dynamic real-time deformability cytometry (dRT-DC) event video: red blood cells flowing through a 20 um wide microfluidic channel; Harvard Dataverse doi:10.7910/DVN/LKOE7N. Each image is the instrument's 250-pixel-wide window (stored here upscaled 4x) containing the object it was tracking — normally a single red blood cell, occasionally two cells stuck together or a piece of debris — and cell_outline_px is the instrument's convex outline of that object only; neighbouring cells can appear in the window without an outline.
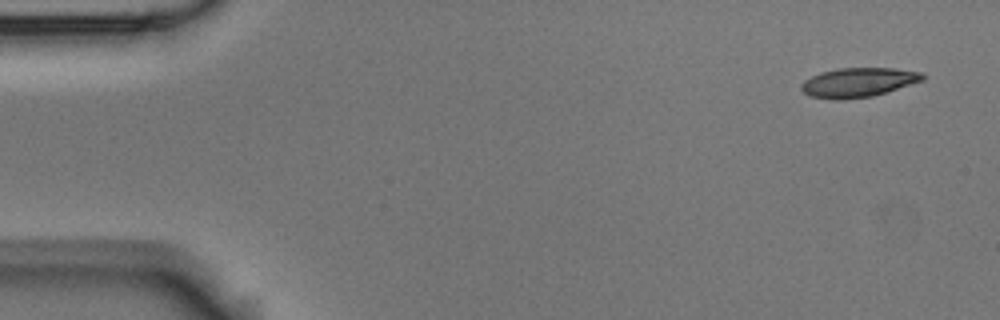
{"species": "Egyptian fruit bat (a non-hibernating species)", "species_latin": "Rousettus aegyptiacus", "temperature_condition": "room temperature", "stored_images_in_passage": 8, "camera_frame_rate_fps": 3000, "um_per_image_px": 0.085, "animal": {"sex": "male"}, "frame": {"image": 1, "passage_image": 1, "time_ms": 0.0, "image_size_px": [1000, 320], "cell_outline_px": [[928, 76], [924, 80], [872, 96], [840, 100], [836, 100], [808, 96], [800, 88], [800, 84], [804, 80], [820, 72], [836, 68], [896, 68], [924, 72]], "centroid_in_image_um": [72.96, 6.99], "position_along_channel_um": 12.0, "area_um2": 20.98}}
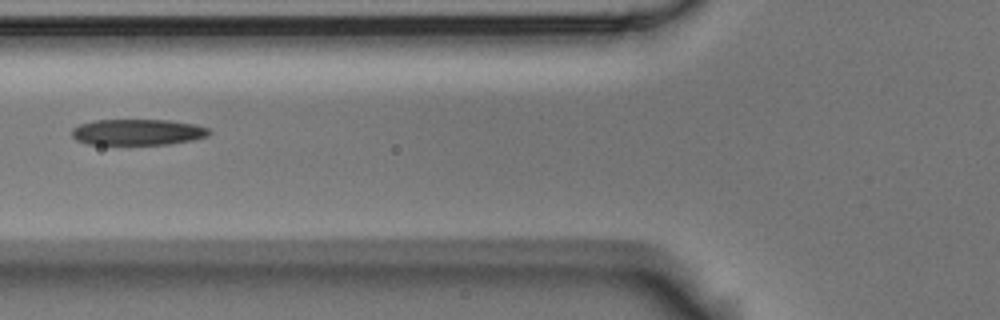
{"frame": {"image": 2, "passage_image": 6, "time_ms": 1.667, "image_size_px": [1000, 320], "cell_outline_px": [[212, 132], [208, 136], [192, 140], [172, 144], [88, 144], [76, 140], [72, 136], [72, 128], [80, 124], [96, 120], [168, 120], [196, 124], [208, 128]], "centroid_in_image_um": [11.73, 11.23], "position_along_channel_um": 114.1, "area_um2": 20.87}}
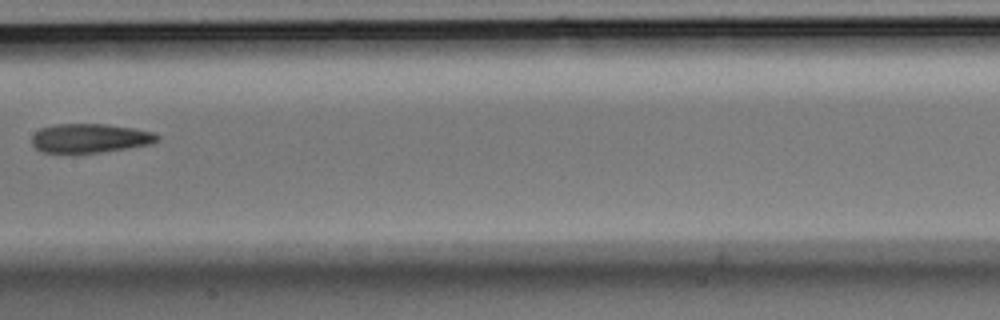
{"frame": {"image": 3, "passage_image": 8, "time_ms": 2.333, "image_size_px": [1000, 320], "cell_outline_px": [[160, 140], [152, 144], [128, 148], [100, 152], [40, 152], [32, 144], [32, 136], [40, 128], [56, 124], [104, 124], [132, 128], [156, 132], [160, 136]], "centroid_in_image_um": [7.69, 11.74], "position_along_channel_um": 199.7, "area_um2": 21.21}}